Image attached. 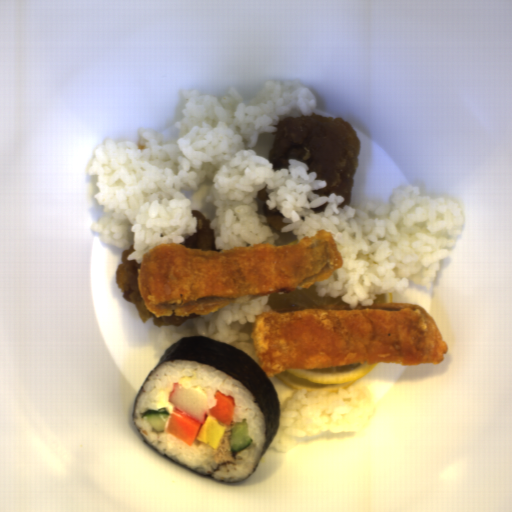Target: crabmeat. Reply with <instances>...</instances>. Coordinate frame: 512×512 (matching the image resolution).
<instances>
[{"mask_svg": "<svg viewBox=\"0 0 512 512\" xmlns=\"http://www.w3.org/2000/svg\"><path fill=\"white\" fill-rule=\"evenodd\" d=\"M168 401L173 404L175 409L203 425L206 414L210 413L209 396L200 387H184L181 383L174 384Z\"/></svg>", "mask_w": 512, "mask_h": 512, "instance_id": "1", "label": "crabmeat"}]
</instances>
